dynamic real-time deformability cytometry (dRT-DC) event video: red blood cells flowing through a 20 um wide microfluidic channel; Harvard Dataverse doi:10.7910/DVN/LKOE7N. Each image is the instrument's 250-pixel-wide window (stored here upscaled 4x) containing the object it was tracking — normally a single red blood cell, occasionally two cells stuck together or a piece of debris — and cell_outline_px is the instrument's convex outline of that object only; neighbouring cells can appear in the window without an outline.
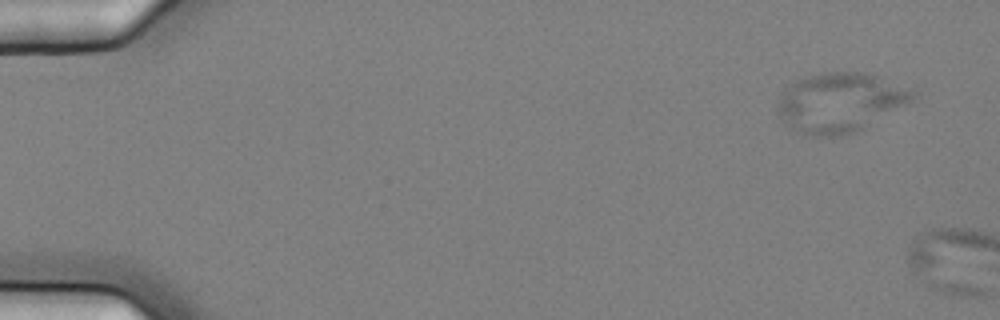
{"species": "common noctule bat (a hibernating species)", "species_latin": "Nyctalus noctula", "temperature_condition": "cold", "stored_images_in_passage": 3, "camera_frame_rate_fps": 3000, "um_per_image_px": 0.085, "animal": {"sex": "female", "body_mass_g": 25.1}, "frame": {"image": 1, "passage_image": 2, "time_ms": 0.333, "image_size_px": [1000, 320], "cell_outline_px": [[916, 96], [908, 104], [864, 128], [856, 132], [832, 136], [808, 136], [792, 128], [780, 120], [776, 108], [780, 96], [784, 88], [796, 80], [824, 72], [860, 72], [876, 76], [916, 92]], "centroid_in_image_um": [71.36, 8.72], "position_along_channel_um": 13.6, "area_um2": 46.47}}